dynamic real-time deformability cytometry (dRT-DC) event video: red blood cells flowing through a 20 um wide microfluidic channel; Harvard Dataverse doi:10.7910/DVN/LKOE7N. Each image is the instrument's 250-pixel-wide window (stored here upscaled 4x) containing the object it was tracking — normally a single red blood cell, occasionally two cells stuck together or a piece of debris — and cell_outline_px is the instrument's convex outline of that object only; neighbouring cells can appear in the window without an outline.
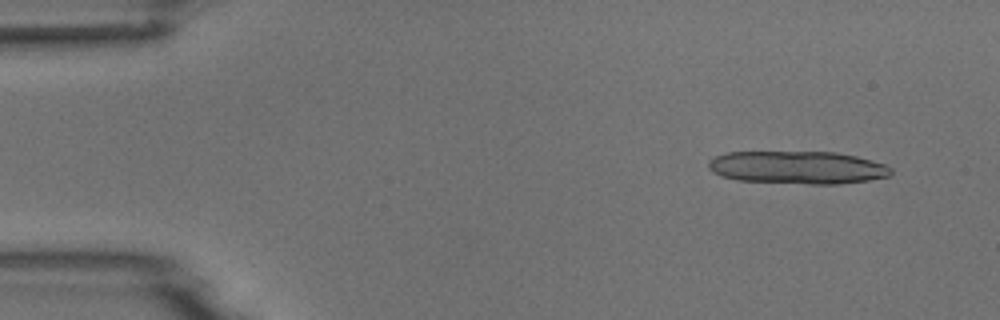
{"species": "common noctule bat (a hibernating species)", "species_latin": "Nyctalus noctula", "temperature_condition": "room temperature", "stored_images_in_passage": 4, "camera_frame_rate_fps": 3000, "um_per_image_px": 0.085, "animal": {"sex": "male", "body_mass_g": 18.8}, "frame": {"image": 1, "passage_image": 1, "time_ms": 0.0, "image_size_px": [1000, 320], "cell_outline_px": [[892, 172], [888, 176], [868, 180], [840, 184], [808, 184], [736, 180], [720, 176], [712, 172], [708, 168], [708, 160], [716, 156], [728, 152], [836, 152], [856, 156], [872, 160], [884, 164], [892, 168]], "centroid_in_image_um": [67.77, 14.24], "position_along_channel_um": 17.2, "area_um2": 35.08}}